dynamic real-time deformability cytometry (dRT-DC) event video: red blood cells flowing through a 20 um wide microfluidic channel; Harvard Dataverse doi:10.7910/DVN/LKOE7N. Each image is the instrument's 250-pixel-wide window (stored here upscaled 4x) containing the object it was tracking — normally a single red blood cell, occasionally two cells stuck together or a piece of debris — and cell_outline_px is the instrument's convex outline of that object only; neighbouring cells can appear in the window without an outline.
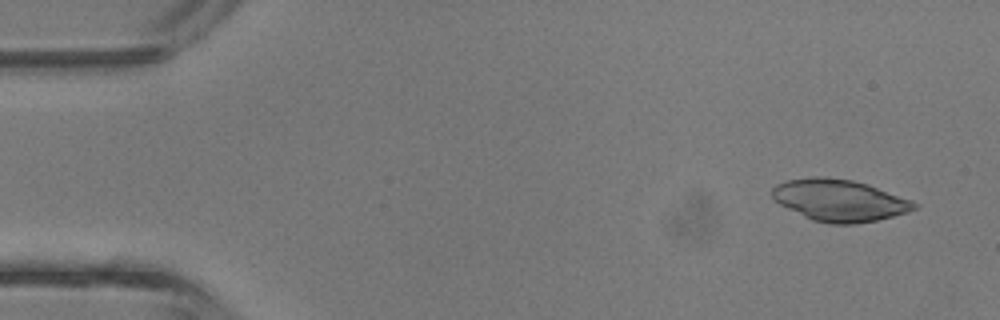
{"species": "common noctule bat (a hibernating species)", "species_latin": "Nyctalus noctula", "temperature_condition": "room temperature", "stored_images_in_passage": 9, "camera_frame_rate_fps": 3000, "um_per_image_px": 0.085, "animal": {"sex": "male", "body_mass_g": 13.3}, "frame": {"image": 1, "passage_image": 1, "time_ms": 0.0, "image_size_px": [1000, 320], "cell_outline_px": [[920, 204], [916, 208], [908, 212], [876, 220], [856, 224], [832, 224], [812, 220], [780, 204], [772, 196], [772, 188], [776, 184], [788, 180], [816, 176], [824, 176], [852, 180], [868, 184], [912, 200]], "centroid_in_image_um": [71.38, 17.02], "position_along_channel_um": 13.6, "area_um2": 34.51}}